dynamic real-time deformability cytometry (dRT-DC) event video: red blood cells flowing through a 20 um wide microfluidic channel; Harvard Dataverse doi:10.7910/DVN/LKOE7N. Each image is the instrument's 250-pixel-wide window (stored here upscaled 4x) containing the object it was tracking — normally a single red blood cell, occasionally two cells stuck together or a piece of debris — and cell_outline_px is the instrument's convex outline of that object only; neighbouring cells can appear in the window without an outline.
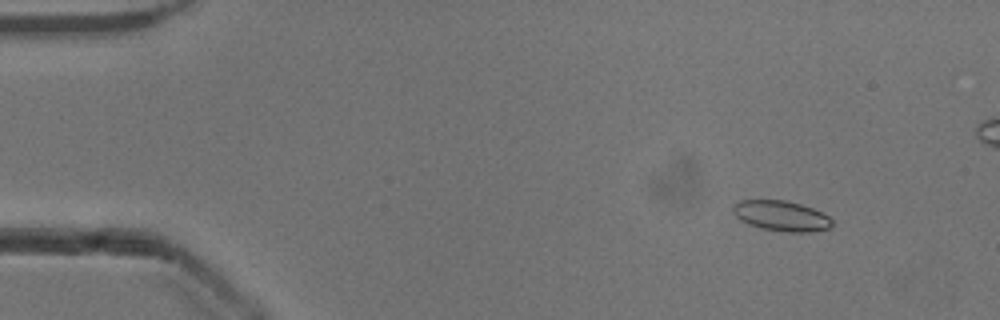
{"species": "common noctule bat (a hibernating species)", "species_latin": "Nyctalus noctula", "temperature_condition": "cold", "stored_images_in_passage": 43, "camera_frame_rate_fps": 3000, "um_per_image_px": 0.085, "animal": {"sex": "male", "body_mass_g": 13.3}, "frame": {"image": 1, "passage_image": 6, "time_ms": 1.667, "image_size_px": [1000, 320], "cell_outline_px": [[832, 224], [828, 228], [808, 232], [788, 232], [760, 228], [748, 224], [740, 220], [732, 212], [732, 204], [740, 200], [784, 200], [800, 204], [812, 208], [828, 216], [832, 220]], "centroid_in_image_um": [66.35, 18.34], "position_along_channel_um": 18.6, "area_um2": 17.46}}
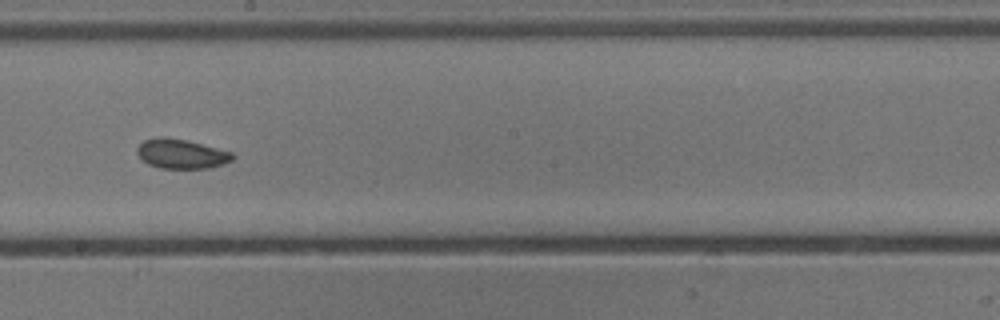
{"frame": {"image": 2, "passage_image": 30, "time_ms": 9.667, "image_size_px": [1000, 320], "cell_outline_px": [[236, 156], [232, 160], [224, 164], [208, 168], [160, 168], [148, 164], [136, 152], [136, 148], [144, 140], [156, 136], [164, 136], [184, 140], [232, 152]], "centroid_in_image_um": [15.4, 13.07], "position_along_channel_um": 232.8, "area_um2": 16.3}}
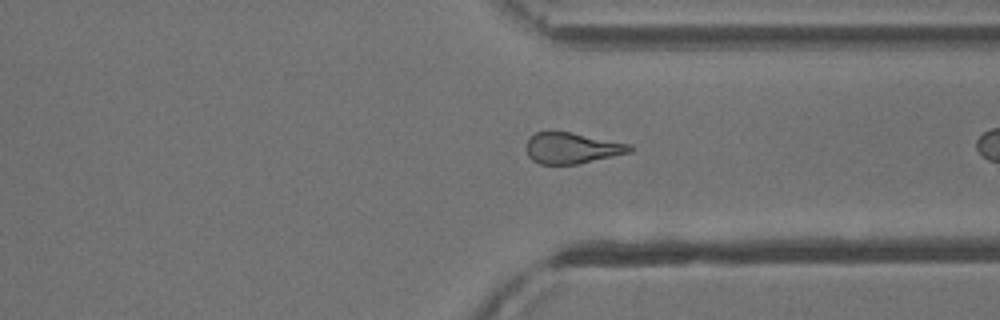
{"frame": {"image": 3, "passage_image": 43, "time_ms": 14.0, "image_size_px": [1000, 320], "cell_outline_px": [[632, 152], [576, 164], [540, 164], [532, 160], [528, 156], [528, 140], [536, 132], [572, 132], [632, 144]], "centroid_in_image_um": [48.66, 12.59], "position_along_channel_um": 362.7, "area_um2": 18.5}}